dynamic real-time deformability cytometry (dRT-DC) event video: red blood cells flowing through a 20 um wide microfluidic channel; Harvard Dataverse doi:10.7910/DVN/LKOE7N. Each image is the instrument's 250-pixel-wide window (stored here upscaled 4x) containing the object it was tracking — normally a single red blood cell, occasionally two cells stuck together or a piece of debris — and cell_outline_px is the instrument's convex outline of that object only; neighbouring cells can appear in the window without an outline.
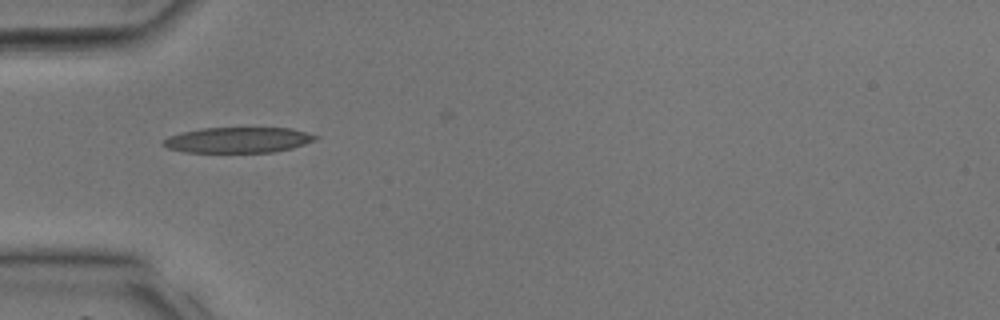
{"species": "common noctule bat (a hibernating species)", "species_latin": "Nyctalus noctula", "temperature_condition": "room temperature", "stored_images_in_passage": 26, "camera_frame_rate_fps": 3000, "um_per_image_px": 0.085, "animal": {"sex": "male", "body_mass_g": 17.9, "forearm_length_mm": 54.2}, "frame": {"image": 1, "passage_image": 1, "time_ms": 0.0, "image_size_px": [1000, 320], "cell_outline_px": [[320, 136], [316, 140], [292, 148], [272, 152], [184, 152], [168, 148], [160, 144], [160, 140], [168, 136], [180, 132], [200, 128], [292, 128]], "centroid_in_image_um": [20.19, 11.89], "position_along_channel_um": 64.8, "area_um2": 22.89}}
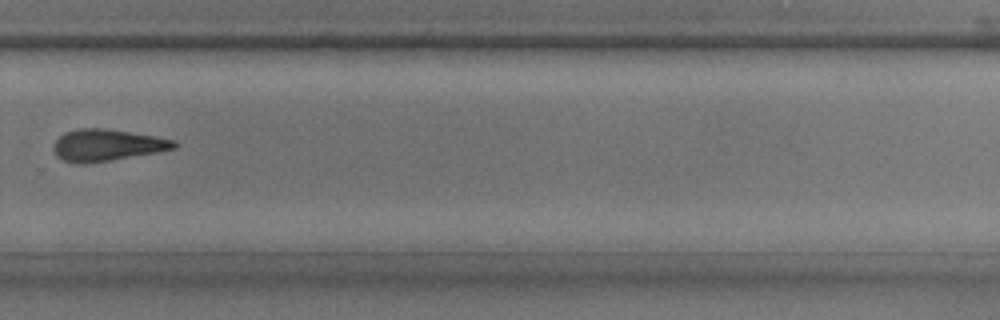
{"frame": {"image": 2, "passage_image": 15, "time_ms": 4.667, "image_size_px": [1000, 320], "cell_outline_px": [[176, 148], [156, 152], [88, 164], [76, 164], [64, 160], [56, 156], [52, 148], [56, 140], [64, 132], [80, 128], [104, 128], [156, 136], [176, 140]], "centroid_in_image_um": [9.06, 12.34], "position_along_channel_um": 320.7, "area_um2": 22.31}}
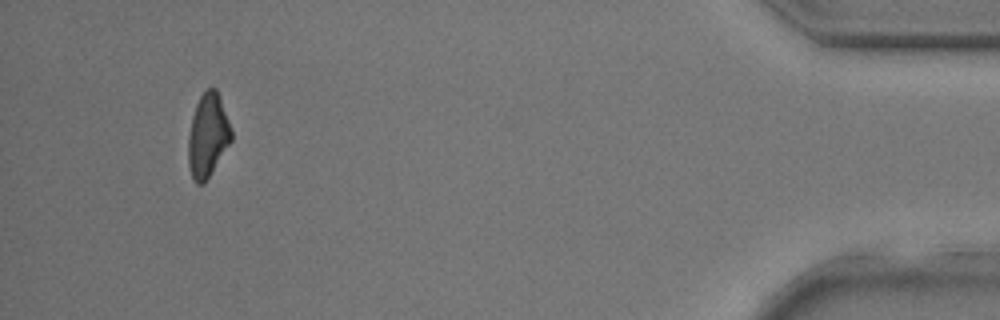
{"frame": {"image": 3, "passage_image": 24, "time_ms": 7.667, "image_size_px": [1000, 320], "cell_outline_px": [[232, 140], [204, 184], [196, 184], [192, 176], [188, 164], [188, 136], [192, 116], [196, 104], [200, 96], [208, 88], [216, 88], [232, 128]], "centroid_in_image_um": [17.66, 11.52], "position_along_channel_um": 417.5, "area_um2": 20.92}}